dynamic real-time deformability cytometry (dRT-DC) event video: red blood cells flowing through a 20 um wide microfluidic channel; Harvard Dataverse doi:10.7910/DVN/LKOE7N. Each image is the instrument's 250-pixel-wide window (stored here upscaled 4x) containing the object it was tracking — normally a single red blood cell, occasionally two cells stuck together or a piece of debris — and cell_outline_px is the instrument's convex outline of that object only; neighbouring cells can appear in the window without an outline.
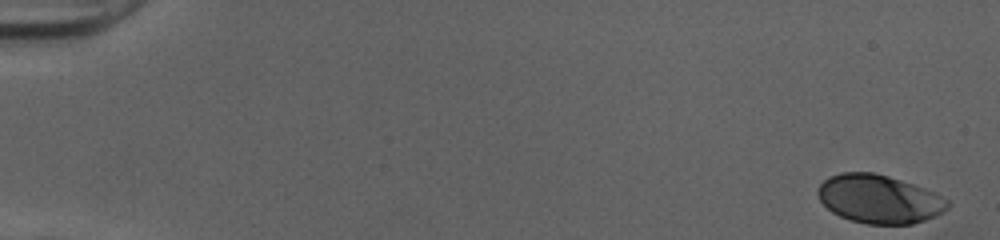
{"species": "human", "species_latin": "Homo sapiens", "temperature_condition": "cold", "stored_images_in_passage": 44, "camera_frame_rate_fps": 3000, "um_per_image_px": 0.085, "donor": {"sex": "female"}, "frame": {"image": 1, "passage_image": 1, "time_ms": 0.0, "image_size_px": [1000, 240], "cell_outline_px": [[952, 204], [944, 212], [936, 216], [912, 224], [868, 224], [852, 220], [840, 216], [832, 212], [820, 200], [816, 192], [820, 184], [828, 176], [840, 172], [872, 172], [888, 176], [936, 192], [948, 200]], "centroid_in_image_um": [74.74, 16.91], "position_along_channel_um": 10.3, "area_um2": 36.76}}
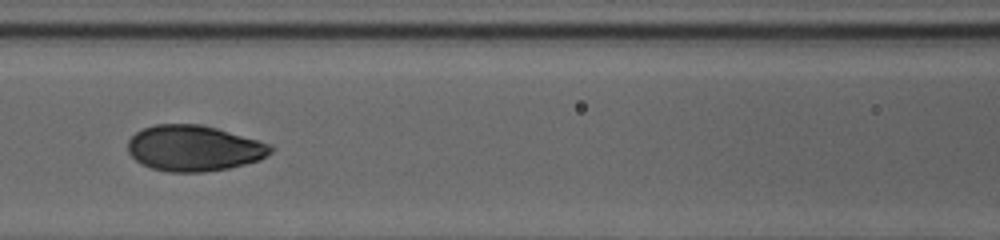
{"frame": {"image": 2, "passage_image": 24, "time_ms": 7.667, "image_size_px": [1000, 240], "cell_outline_px": [[276, 148], [268, 156], [260, 160], [228, 168], [208, 172], [168, 172], [152, 168], [140, 164], [128, 152], [128, 140], [136, 132], [144, 128], [156, 124], [196, 124], [216, 128], [272, 144]], "centroid_in_image_um": [16.51, 12.61], "position_along_channel_um": 150.1, "area_um2": 38.26}}
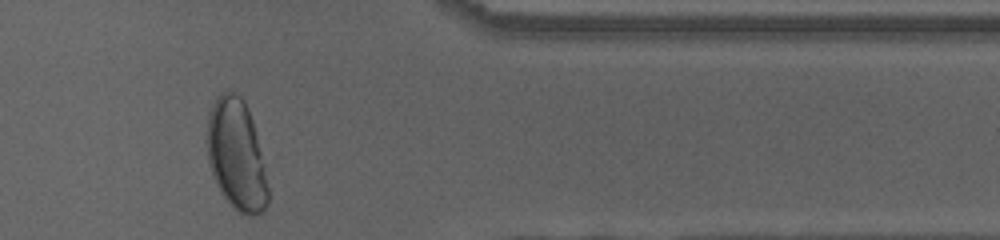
{"frame": {"image": 3, "passage_image": 43, "time_ms": 14.0, "image_size_px": [1000, 240], "cell_outline_px": [[268, 204], [256, 216], [244, 216], [236, 212], [232, 208], [220, 192], [216, 184], [208, 164], [204, 140], [208, 116], [212, 104], [216, 96], [220, 92], [232, 92], [240, 96], [244, 100], [252, 120], [260, 152], [268, 188]], "centroid_in_image_um": [20.03, 13.19], "position_along_channel_um": 391.4, "area_um2": 39.82}, "authors_computed_cell_mechanics": {"area_um2": 37.5411, "velocity_mm_per_s": 4.0234, "shape_relaxation_time_tau1_ms": 3.622, "shape_relaxation_time_tau2_ms": null, "deformation_change_tau1": 0.1695, "deformation_change_tau2": null}}